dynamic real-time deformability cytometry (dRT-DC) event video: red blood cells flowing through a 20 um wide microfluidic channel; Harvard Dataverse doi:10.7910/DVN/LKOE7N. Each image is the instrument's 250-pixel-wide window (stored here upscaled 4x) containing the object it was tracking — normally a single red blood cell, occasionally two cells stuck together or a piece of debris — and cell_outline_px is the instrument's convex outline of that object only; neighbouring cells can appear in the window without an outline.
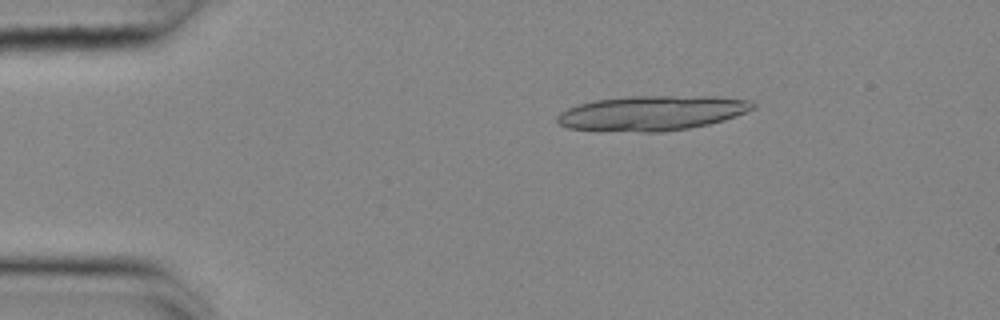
{"species": "common noctule bat (a hibernating species)", "species_latin": "Nyctalus noctula", "temperature_condition": "cold", "stored_images_in_passage": 25, "camera_frame_rate_fps": 3000, "um_per_image_px": 0.085, "animal": {"sex": "female", "body_mass_g": 25.1}, "frame": {"image": 1, "passage_image": 1, "time_ms": 0.0, "image_size_px": [1000, 320], "cell_outline_px": [[756, 108], [736, 116], [724, 120], [708, 124], [688, 128], [660, 132], [640, 132], [568, 128], [560, 124], [556, 120], [556, 116], [560, 112], [568, 108], [580, 104], [596, 100], [628, 96], [716, 96], [752, 100], [756, 104]], "centroid_in_image_um": [55.47, 9.6], "position_along_channel_um": 29.5, "area_um2": 39.77}}